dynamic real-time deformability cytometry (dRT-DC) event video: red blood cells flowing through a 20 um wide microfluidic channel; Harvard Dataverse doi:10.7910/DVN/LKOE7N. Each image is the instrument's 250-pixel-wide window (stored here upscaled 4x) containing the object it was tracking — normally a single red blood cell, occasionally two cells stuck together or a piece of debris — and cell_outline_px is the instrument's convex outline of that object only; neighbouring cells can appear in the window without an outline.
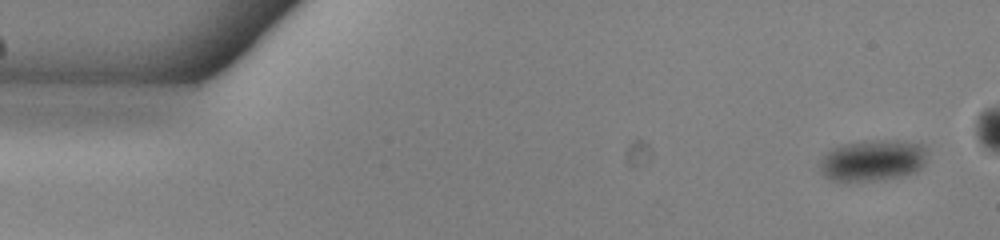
{"species": "common noctule bat (a hibernating species)", "species_latin": "Nyctalus noctula", "temperature_condition": "warm", "stored_images_in_passage": 16, "camera_frame_rate_fps": 3000, "um_per_image_px": 0.085, "animal": {"sex": "male", "body_mass_g": 13.0, "forearm_length_mm": 53.1}, "frame": {"image": 1, "passage_image": 3, "time_ms": 0.667, "image_size_px": [1000, 240], "cell_outline_px": [[928, 152], [924, 164], [916, 172], [900, 176], [872, 180], [832, 180], [824, 176], [820, 172], [820, 160], [824, 152], [840, 144], [864, 140], [900, 140], [924, 144], [928, 148]], "centroid_in_image_um": [74.19, 13.59], "position_along_channel_um": 10.8, "area_um2": 26.24}}
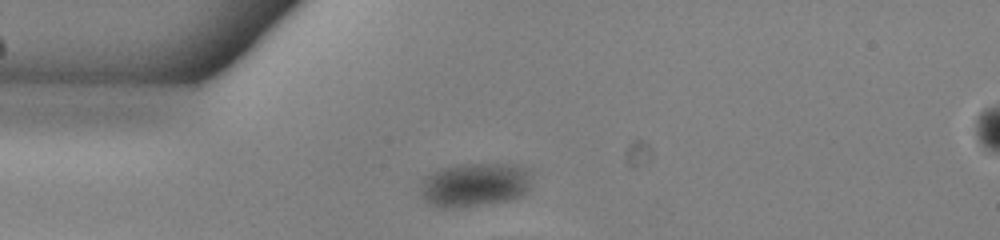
{"frame": {"image": 2, "passage_image": 14, "time_ms": 4.333, "image_size_px": [1000, 240], "cell_outline_px": [[528, 188], [520, 196], [504, 200], [480, 204], [444, 208], [440, 208], [424, 200], [420, 192], [424, 180], [428, 176], [444, 168], [464, 164], [500, 164], [528, 168]], "centroid_in_image_um": [40.32, 15.7], "position_along_channel_um": 44.7, "area_um2": 27.22}}